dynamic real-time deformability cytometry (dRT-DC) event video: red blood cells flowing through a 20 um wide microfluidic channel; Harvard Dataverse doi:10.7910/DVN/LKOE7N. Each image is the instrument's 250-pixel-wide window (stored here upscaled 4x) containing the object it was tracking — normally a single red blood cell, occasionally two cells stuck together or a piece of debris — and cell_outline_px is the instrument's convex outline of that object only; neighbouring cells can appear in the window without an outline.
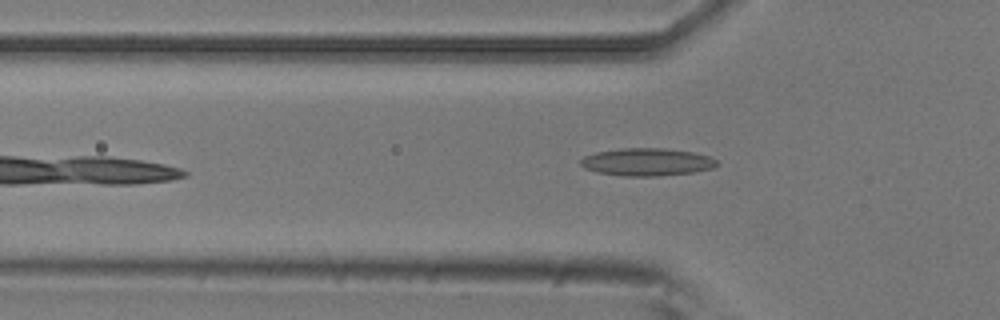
{"species": "common noctule bat (a hibernating species)", "species_latin": "Nyctalus noctula", "temperature_condition": "room temperature", "stored_images_in_passage": 6, "camera_frame_rate_fps": 3000, "um_per_image_px": 0.085, "animal": {"sex": "male", "body_mass_g": 20.5, "forearm_length_mm": 52.5}, "frame": {"image": 1, "passage_image": 5, "time_ms": 1.333, "image_size_px": [1000, 320], "cell_outline_px": [[720, 164], [712, 168], [692, 172], [660, 176], [624, 176], [596, 172], [584, 168], [580, 164], [580, 160], [584, 156], [596, 152], [624, 148], [664, 148], [692, 152], [708, 156], [716, 160]], "centroid_in_image_um": [54.97, 13.77], "position_along_channel_um": 70.8, "area_um2": 21.91}}
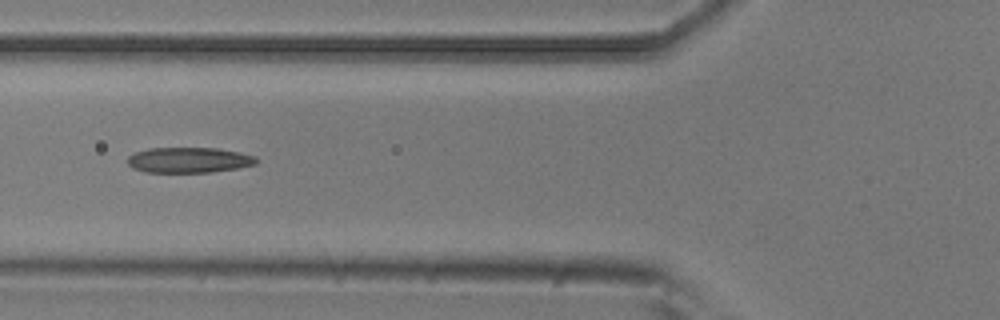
{"frame": {"image": 2, "passage_image": 6, "time_ms": 1.667, "image_size_px": [1000, 320], "cell_outline_px": [[260, 160], [256, 164], [236, 168], [212, 172], [144, 172], [132, 168], [128, 164], [128, 156], [136, 152], [148, 148], [216, 148], [240, 152], [256, 156]], "centroid_in_image_um": [16.07, 13.6], "position_along_channel_um": 109.7, "area_um2": 19.19}}